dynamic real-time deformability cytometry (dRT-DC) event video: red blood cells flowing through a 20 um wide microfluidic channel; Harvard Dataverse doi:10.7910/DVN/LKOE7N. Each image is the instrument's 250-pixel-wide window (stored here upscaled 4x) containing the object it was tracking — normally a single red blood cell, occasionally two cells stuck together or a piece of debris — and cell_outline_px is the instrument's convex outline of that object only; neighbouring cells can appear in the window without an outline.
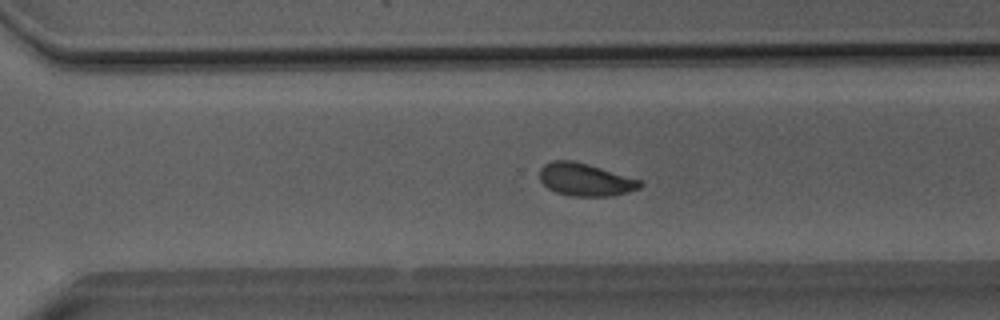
{"species": "Egyptian fruit bat (a non-hibernating species)", "species_latin": "Rousettus aegyptiacus", "temperature_condition": "room temperature", "stored_images_in_passage": 50, "camera_frame_rate_fps": 3000, "um_per_image_px": 0.085, "animal": {"sex": "male"}, "frame": {"image": 1, "passage_image": 34, "time_ms": 11.0, "image_size_px": [1000, 320], "cell_outline_px": [[644, 184], [640, 188], [612, 196], [568, 196], [556, 192], [548, 188], [540, 180], [540, 168], [544, 164], [552, 160], [572, 160], [588, 164], [644, 180]], "centroid_in_image_um": [49.78, 15.26], "position_along_channel_um": 320.8, "area_um2": 19.36}}
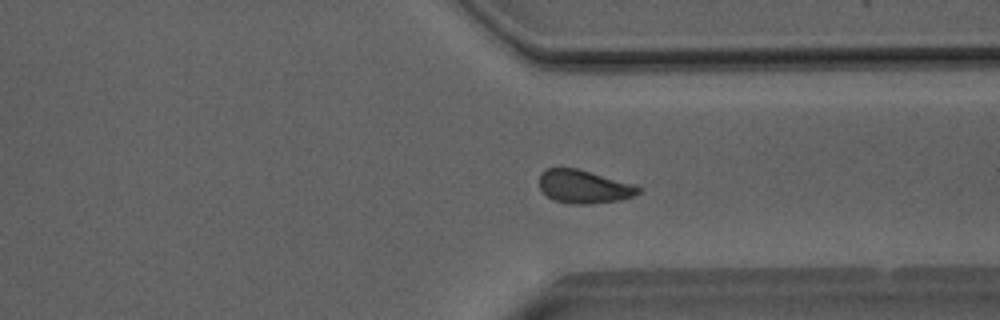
{"frame": {"image": 2, "passage_image": 37, "time_ms": 12.0, "image_size_px": [1000, 320], "cell_outline_px": [[640, 192], [632, 196], [620, 200], [588, 204], [572, 204], [552, 200], [540, 188], [540, 172], [548, 168], [576, 168], [632, 184], [640, 188]], "centroid_in_image_um": [49.59, 15.87], "position_along_channel_um": 361.8, "area_um2": 18.9}}
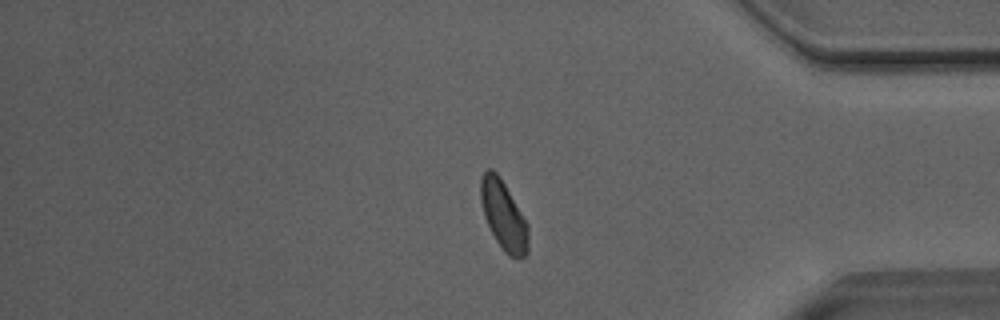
{"frame": {"image": 3, "passage_image": 41, "time_ms": 13.333, "image_size_px": [1000, 320], "cell_outline_px": [[528, 252], [524, 256], [516, 260], [508, 256], [504, 252], [496, 240], [484, 216], [480, 200], [480, 176], [488, 168], [492, 168], [500, 176], [528, 224]], "centroid_in_image_um": [42.8, 18.31], "position_along_channel_um": 392.4, "area_um2": 19.31}, "authors_computed_cell_mechanics": {"area_um2": 19.363, "velocity_mm_per_s": 4.0494, "shape_relaxation_time_tau1_ms": 4.0547, "shape_relaxation_time_tau2_ms": 1.8678, "deformation_change_tau1": 0.1014, "deformation_change_tau2": 0.0549}}